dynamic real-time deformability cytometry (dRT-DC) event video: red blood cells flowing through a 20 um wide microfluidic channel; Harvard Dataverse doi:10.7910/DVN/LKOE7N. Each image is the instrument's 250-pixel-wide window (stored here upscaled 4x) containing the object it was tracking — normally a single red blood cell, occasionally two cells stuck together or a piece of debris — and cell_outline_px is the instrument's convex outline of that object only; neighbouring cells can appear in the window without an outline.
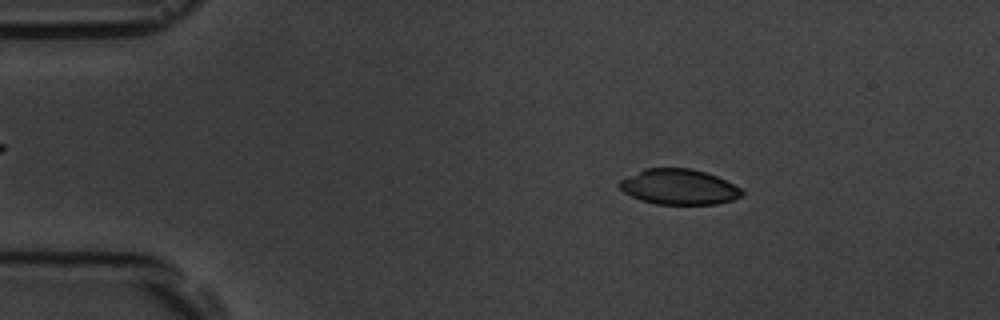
{"species": "common noctule bat (a hibernating species)", "species_latin": "Nyctalus noctula", "temperature_condition": "room temperature", "stored_images_in_passage": 53, "camera_frame_rate_fps": 3000, "um_per_image_px": 0.085, "animal": {"sex": "male", "body_mass_g": 19.5, "forearm_length_mm": 54.6}, "frame": {"image": 1, "passage_image": 8, "time_ms": 2.333, "image_size_px": [1000, 320], "cell_outline_px": [[744, 192], [740, 196], [732, 200], [716, 204], [656, 204], [640, 200], [624, 192], [616, 184], [620, 180], [644, 168], [692, 168], [716, 176], [740, 188]], "centroid_in_image_um": [57.67, 15.88], "position_along_channel_um": 27.3, "area_um2": 25.14}}
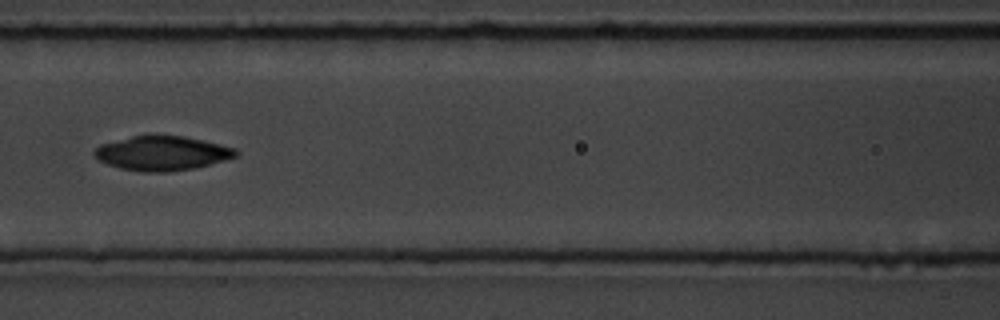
{"frame": {"image": 2, "passage_image": 23, "time_ms": 7.333, "image_size_px": [1000, 320], "cell_outline_px": [[240, 152], [236, 156], [224, 160], [192, 168], [168, 172], [144, 172], [120, 168], [108, 164], [100, 160], [92, 152], [100, 144], [132, 136], [156, 132], [184, 136], [220, 144], [236, 148]], "centroid_in_image_um": [13.77, 12.98], "position_along_channel_um": 152.8, "area_um2": 28.73}}
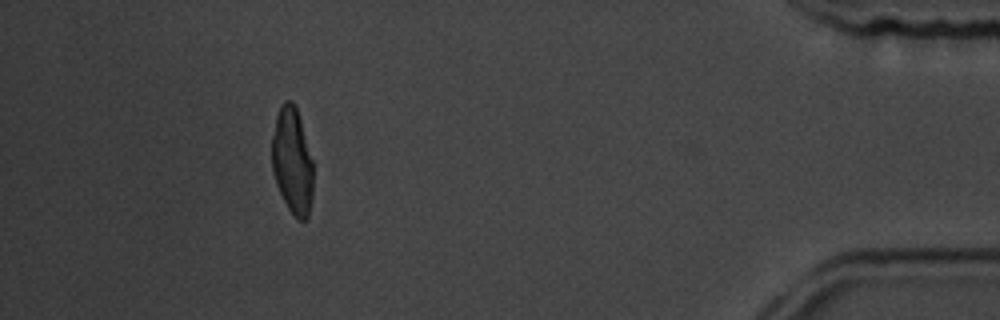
{"frame": {"image": 3, "passage_image": 48, "time_ms": 15.667, "image_size_px": [1000, 320], "cell_outline_px": [[312, 200], [308, 216], [304, 220], [300, 220], [288, 208], [276, 184], [272, 172], [272, 136], [276, 116], [284, 100], [292, 100], [296, 108], [300, 120], [312, 160]], "centroid_in_image_um": [24.83, 13.68], "position_along_channel_um": 410.4, "area_um2": 25.26}, "authors_computed_cell_mechanics": {"area_um2": 27.6284, "velocity_mm_per_s": 3.779, "shape_relaxation_time_tau1_ms": 5.9126, "shape_relaxation_time_tau2_ms": 4.9391, "deformation_change_tau1": 0.1932, "deformation_change_tau2": 0.0708}}